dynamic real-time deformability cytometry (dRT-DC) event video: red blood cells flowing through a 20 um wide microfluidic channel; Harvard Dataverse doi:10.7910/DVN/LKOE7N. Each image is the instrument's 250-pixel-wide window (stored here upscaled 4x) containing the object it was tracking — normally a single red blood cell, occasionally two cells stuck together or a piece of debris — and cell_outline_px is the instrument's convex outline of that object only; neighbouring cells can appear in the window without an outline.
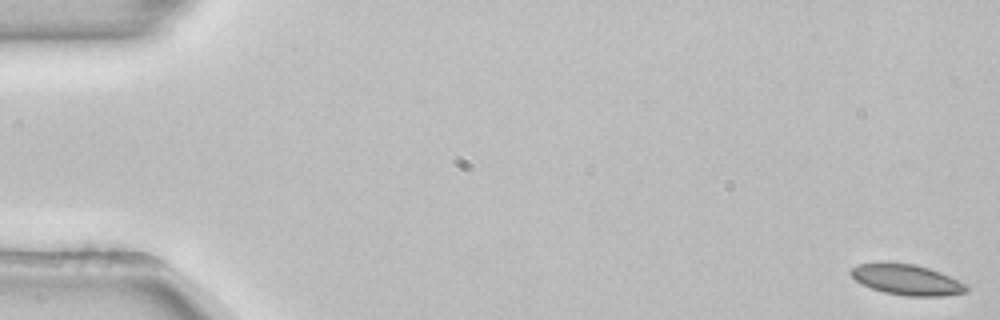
{"species": "common noctule bat (a hibernating species)", "species_latin": "Nyctalus noctula", "temperature_condition": "room temperature", "stored_images_in_passage": 54, "camera_frame_rate_fps": 3000, "um_per_image_px": 0.085, "animal": {"sex": "female", "body_mass_g": 22.7, "forearm_length_mm": 54.2}, "frame": {"image": 1, "passage_image": 1, "time_ms": 0.0, "image_size_px": [1000, 320], "cell_outline_px": [[968, 292], [940, 296], [904, 296], [884, 292], [872, 288], [856, 280], [848, 272], [852, 268], [860, 264], [880, 260], [888, 260], [912, 264], [928, 268], [940, 272], [968, 284]], "centroid_in_image_um": [77.06, 23.74], "position_along_channel_um": 7.9, "area_um2": 20.98}}
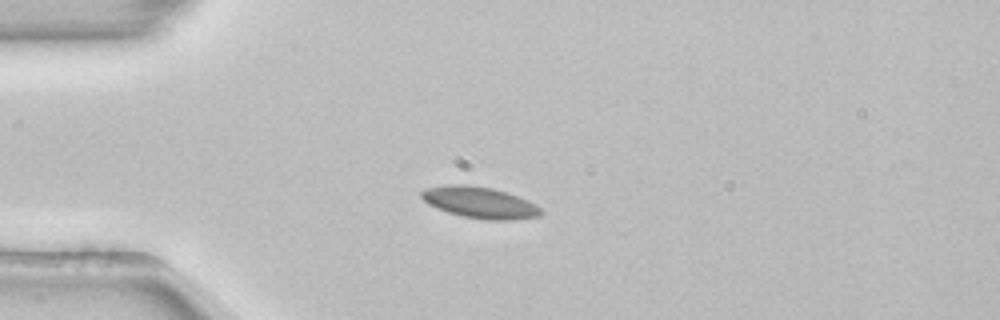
{"frame": {"image": 2, "passage_image": 14, "time_ms": 4.333, "image_size_px": [1000, 320], "cell_outline_px": [[544, 212], [540, 216], [512, 220], [484, 220], [464, 216], [448, 212], [436, 208], [428, 204], [420, 196], [420, 192], [424, 188], [444, 184], [464, 184], [492, 188], [528, 200], [536, 204]], "centroid_in_image_um": [40.76, 17.21], "position_along_channel_um": 44.2, "area_um2": 21.96}}
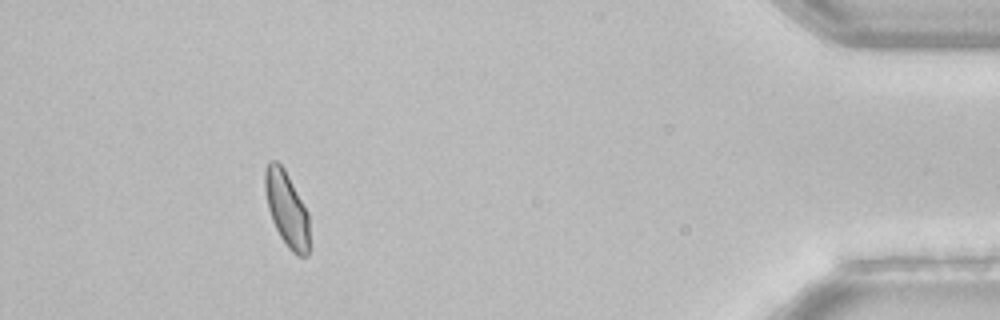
{"frame": {"image": 3, "passage_image": 49, "time_ms": 16.0, "image_size_px": [1000, 320], "cell_outline_px": [[308, 256], [300, 256], [292, 252], [288, 248], [280, 236], [272, 220], [268, 208], [264, 188], [264, 168], [268, 160], [276, 160], [284, 168], [308, 212]], "centroid_in_image_um": [24.34, 17.72], "position_along_channel_um": 410.9, "area_um2": 19.36}, "authors_computed_cell_mechanics": {"area_um2": 20.2878, "velocity_mm_per_s": 3.8585, "shape_relaxation_time_tau1_ms": 5.0529, "shape_relaxation_time_tau2_ms": 1.2226, "deformation_change_tau1": 0.094, "deformation_change_tau2": 0.0415}}